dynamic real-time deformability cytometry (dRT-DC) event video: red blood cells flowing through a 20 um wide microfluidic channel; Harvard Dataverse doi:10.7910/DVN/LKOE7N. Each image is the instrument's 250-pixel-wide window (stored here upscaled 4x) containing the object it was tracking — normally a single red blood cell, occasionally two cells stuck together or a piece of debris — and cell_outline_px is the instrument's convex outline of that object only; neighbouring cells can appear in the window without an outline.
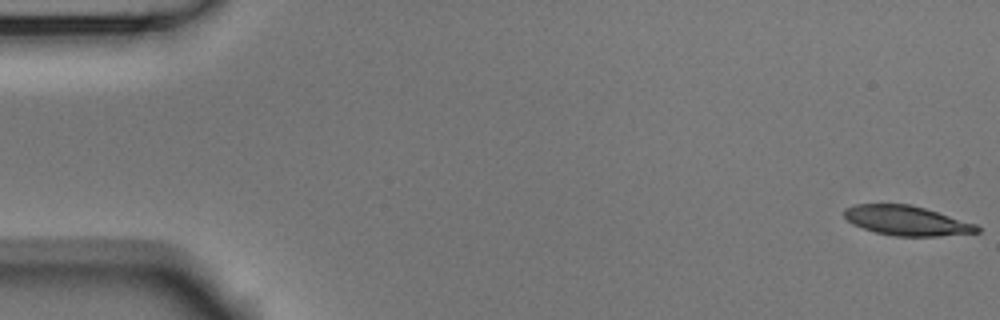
{"species": "Egyptian fruit bat (a non-hibernating species)", "species_latin": "Rousettus aegyptiacus", "temperature_condition": "room temperature", "stored_images_in_passage": 16, "camera_frame_rate_fps": 3000, "um_per_image_px": 0.085, "animal": {"sex": "male"}, "frame": {"image": 1, "passage_image": 1, "time_ms": 0.0, "image_size_px": [1000, 320], "cell_outline_px": [[980, 232], [940, 236], [896, 236], [876, 232], [852, 224], [844, 216], [844, 208], [856, 204], [908, 204], [924, 208], [976, 224], [980, 228]], "centroid_in_image_um": [77.06, 18.75], "position_along_channel_um": 7.9, "area_um2": 22.72}}
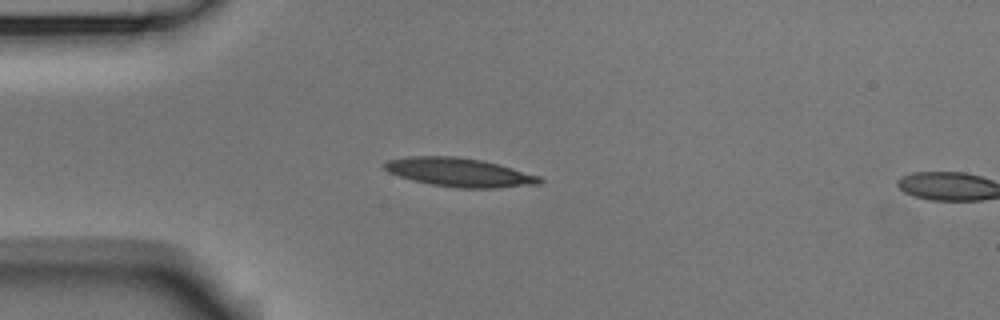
{"frame": {"image": 2, "passage_image": 14, "time_ms": 4.333, "image_size_px": [1000, 320], "cell_outline_px": [[544, 180], [540, 184], [492, 188], [456, 188], [432, 184], [412, 180], [388, 172], [380, 164], [388, 160], [408, 156], [456, 156], [484, 160], [500, 164], [540, 176]], "centroid_in_image_um": [39.05, 14.64], "position_along_channel_um": 46.0, "area_um2": 26.18}}